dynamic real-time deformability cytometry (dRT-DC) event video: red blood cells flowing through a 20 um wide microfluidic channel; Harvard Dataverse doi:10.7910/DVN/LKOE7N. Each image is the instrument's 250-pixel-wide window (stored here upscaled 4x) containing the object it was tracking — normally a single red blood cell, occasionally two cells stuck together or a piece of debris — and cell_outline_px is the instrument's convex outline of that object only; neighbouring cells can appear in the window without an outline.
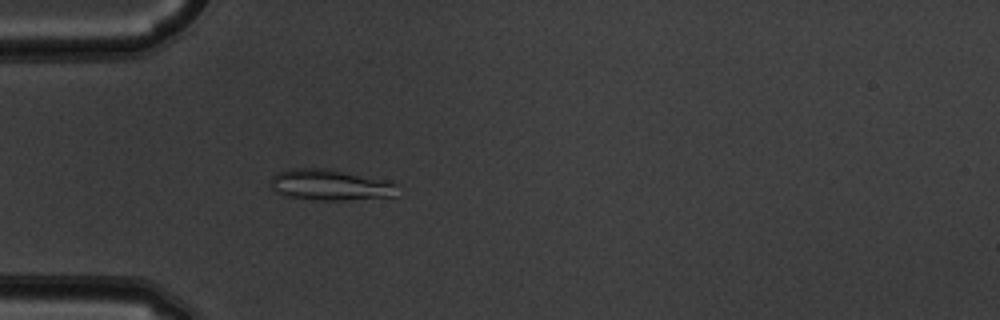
{"species": "common noctule bat (a hibernating species)", "species_latin": "Nyctalus noctula", "temperature_condition": "warm", "stored_images_in_passage": 53, "camera_frame_rate_fps": 3000, "um_per_image_px": 0.085, "animal": {"sex": "male", "body_mass_g": 19.5, "forearm_length_mm": 54.6}, "frame": {"image": 1, "passage_image": 16, "time_ms": 5.0, "image_size_px": [1000, 320], "cell_outline_px": [[396, 196], [344, 200], [320, 200], [280, 196], [268, 184], [268, 180], [276, 172], [292, 168], [332, 168], [392, 180], [396, 184]], "centroid_in_image_um": [28.04, 15.69], "position_along_channel_um": 57.0, "area_um2": 23.7}}
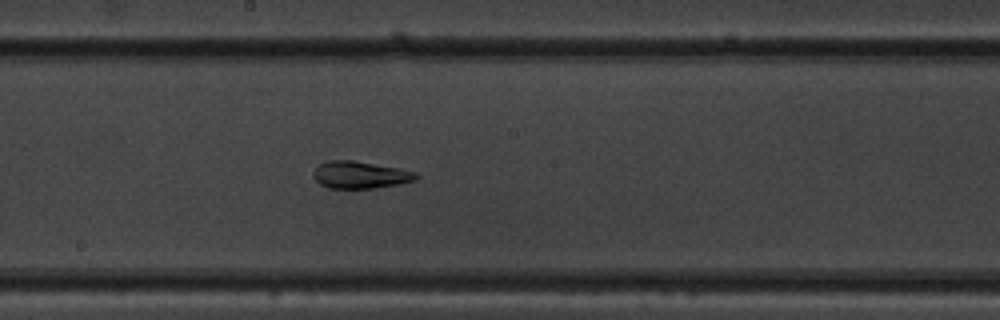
{"frame": {"image": 2, "passage_image": 29, "time_ms": 9.333, "image_size_px": [1000, 320], "cell_outline_px": [[420, 176], [416, 180], [376, 188], [328, 188], [320, 184], [312, 176], [312, 172], [320, 164], [328, 160], [352, 160], [400, 168], [416, 172]], "centroid_in_image_um": [30.61, 14.86], "position_along_channel_um": 217.6, "area_um2": 16.3}}
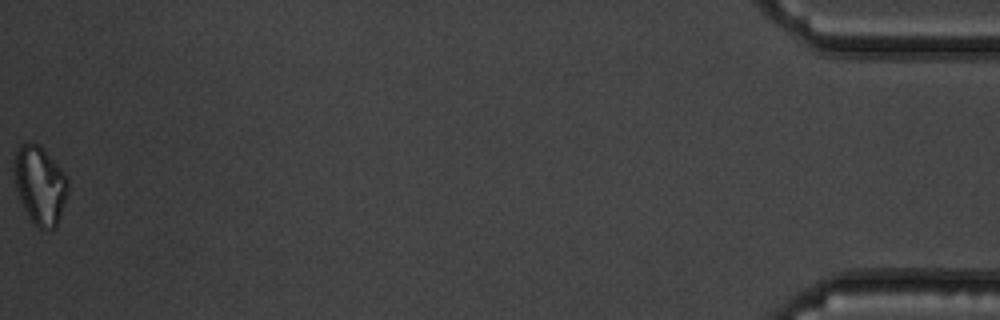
{"frame": {"image": 3, "passage_image": 53, "time_ms": 17.333, "image_size_px": [1000, 320], "cell_outline_px": [[68, 192], [56, 228], [48, 232], [32, 224], [20, 200], [16, 188], [16, 152], [20, 144], [36, 144], [68, 176]], "centroid_in_image_um": [3.44, 15.84], "position_along_channel_um": 431.8, "area_um2": 23.93}, "authors_computed_cell_mechanics": {"area_um2": 20.6346, "velocity_mm_per_s": 3.8603, "shape_relaxation_time_tau1_ms": null, "shape_relaxation_time_tau2_ms": 1.9389, "deformation_change_tau1": null, "deformation_change_tau2": 0.0564}}